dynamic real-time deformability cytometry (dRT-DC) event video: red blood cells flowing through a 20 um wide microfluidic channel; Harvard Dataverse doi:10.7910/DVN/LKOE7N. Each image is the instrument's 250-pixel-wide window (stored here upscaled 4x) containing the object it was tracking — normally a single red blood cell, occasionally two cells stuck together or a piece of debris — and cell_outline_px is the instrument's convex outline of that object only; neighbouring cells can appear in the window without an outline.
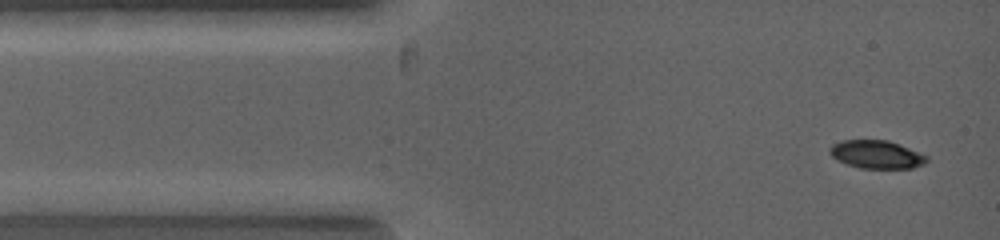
{"species": "common noctule bat (a hibernating species)", "species_latin": "Nyctalus noctula", "temperature_condition": "warm", "stored_images_in_passage": 4, "camera_frame_rate_fps": 5000, "um_per_image_px": 0.085, "animal": {"sex": "female", "body_mass_g": 19.0, "forearm_length_mm": 53.3}, "frame": {"image": 1, "passage_image": 1, "time_ms": 0.0, "image_size_px": [1000, 240], "cell_outline_px": [[928, 160], [924, 164], [912, 168], [860, 168], [836, 160], [828, 152], [828, 148], [832, 144], [840, 140], [888, 140], [900, 144], [928, 156]], "centroid_in_image_um": [74.48, 13.12], "position_along_channel_um": 10.5, "area_um2": 16.01}}